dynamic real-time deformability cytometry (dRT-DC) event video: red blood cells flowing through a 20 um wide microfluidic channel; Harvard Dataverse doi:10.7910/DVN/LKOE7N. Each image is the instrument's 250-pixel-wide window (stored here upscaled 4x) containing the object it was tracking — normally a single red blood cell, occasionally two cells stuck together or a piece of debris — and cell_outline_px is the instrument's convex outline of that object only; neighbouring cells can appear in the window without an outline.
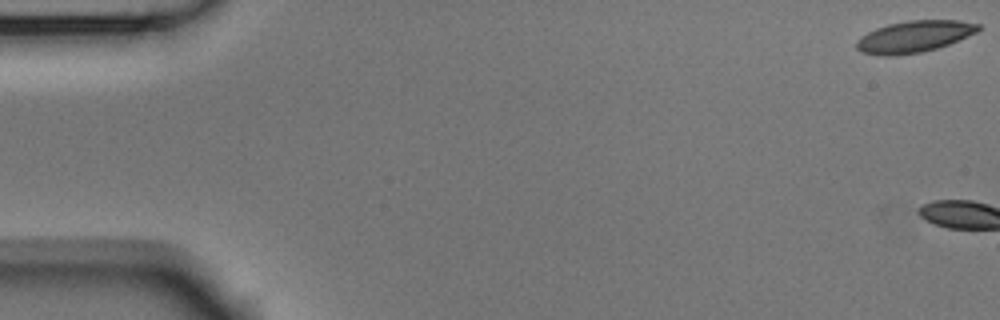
{"species": "Egyptian fruit bat (a non-hibernating species)", "species_latin": "Rousettus aegyptiacus", "temperature_condition": "room temperature", "stored_images_in_passage": 4, "camera_frame_rate_fps": 3000, "um_per_image_px": 0.085, "animal": {"sex": "male"}, "frame": {"image": 1, "passage_image": 1, "time_ms": 0.0, "image_size_px": [1000, 320], "cell_outline_px": [[984, 28], [968, 36], [948, 44], [936, 48], [920, 52], [892, 56], [880, 56], [860, 52], [856, 48], [856, 40], [860, 36], [876, 28], [888, 24], [908, 20], [960, 20], [980, 24]], "centroid_in_image_um": [77.69, 3.1], "position_along_channel_um": 7.3, "area_um2": 22.6}}